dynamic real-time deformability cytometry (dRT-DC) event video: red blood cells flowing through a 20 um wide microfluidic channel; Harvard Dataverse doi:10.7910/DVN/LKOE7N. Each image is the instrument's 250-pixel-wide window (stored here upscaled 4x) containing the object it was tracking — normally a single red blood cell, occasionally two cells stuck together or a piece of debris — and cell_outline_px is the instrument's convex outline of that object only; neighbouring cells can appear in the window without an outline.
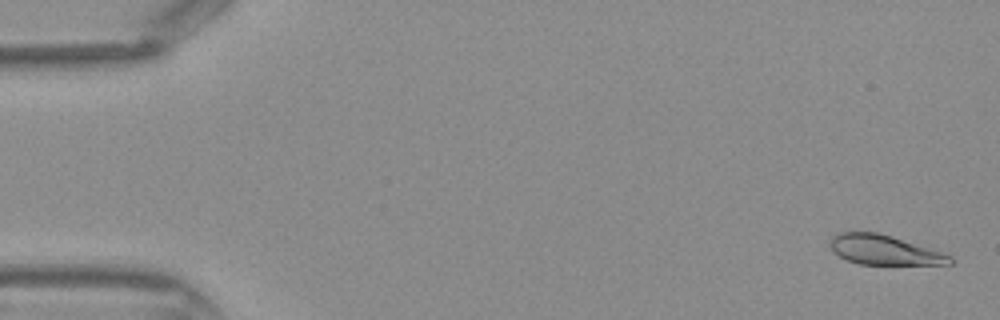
{"species": "Egyptian fruit bat (a non-hibernating species)", "species_latin": "Rousettus aegyptiacus", "temperature_condition": "warm", "stored_images_in_passage": 11, "camera_frame_rate_fps": 3000, "um_per_image_px": 0.085, "frame": {"image": 1, "passage_image": 2, "time_ms": 0.333, "image_size_px": [1000, 320], "cell_outline_px": [[956, 260], [952, 264], [860, 264], [848, 260], [840, 256], [828, 244], [832, 236], [836, 232], [876, 232], [892, 236], [944, 252], [952, 256]], "centroid_in_image_um": [75.2, 21.24], "position_along_channel_um": 9.8, "area_um2": 20.75}}